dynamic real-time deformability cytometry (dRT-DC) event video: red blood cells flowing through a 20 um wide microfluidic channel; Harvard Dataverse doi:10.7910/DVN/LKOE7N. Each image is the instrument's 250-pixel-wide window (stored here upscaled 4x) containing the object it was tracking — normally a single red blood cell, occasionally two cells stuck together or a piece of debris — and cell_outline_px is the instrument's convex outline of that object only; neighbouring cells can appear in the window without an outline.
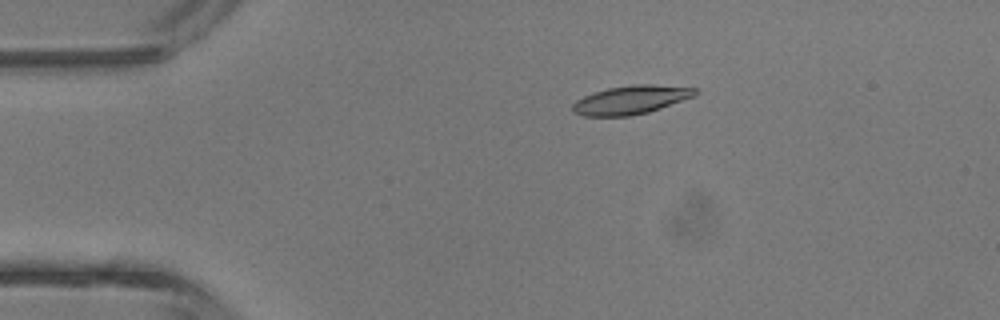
{"species": "common noctule bat (a hibernating species)", "species_latin": "Nyctalus noctula", "temperature_condition": "room temperature", "stored_images_in_passage": 4, "camera_frame_rate_fps": 3000, "um_per_image_px": 0.085, "animal": {"sex": "male", "body_mass_g": 13.3}, "frame": {"image": 1, "passage_image": 3, "time_ms": 2.0, "image_size_px": [1000, 320], "cell_outline_px": [[700, 92], [696, 96], [648, 112], [628, 116], [584, 116], [576, 112], [572, 108], [572, 104], [576, 100], [584, 96], [608, 88], [632, 84], [652, 84], [696, 88]], "centroid_in_image_um": [53.67, 8.48], "position_along_channel_um": 31.3, "area_um2": 20.35}}
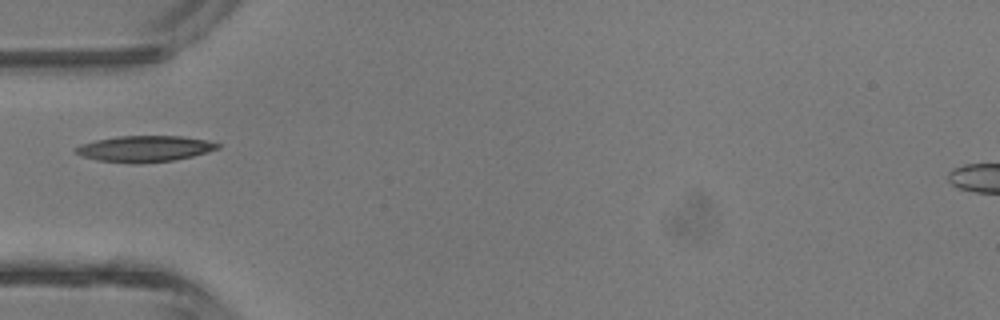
{"frame": {"image": 2, "passage_image": 4, "time_ms": 4.0, "image_size_px": [1000, 320], "cell_outline_px": [[220, 148], [192, 156], [172, 160], [136, 164], [132, 164], [96, 160], [80, 156], [72, 148], [80, 144], [96, 140], [116, 136], [180, 136], [204, 140], [220, 144]], "centroid_in_image_um": [12.22, 12.65], "position_along_channel_um": 72.8, "area_um2": 21.62}}